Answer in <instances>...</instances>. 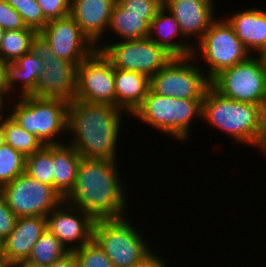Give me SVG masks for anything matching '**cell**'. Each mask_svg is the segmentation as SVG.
<instances>
[{
  "label": "cell",
  "mask_w": 266,
  "mask_h": 267,
  "mask_svg": "<svg viewBox=\"0 0 266 267\" xmlns=\"http://www.w3.org/2000/svg\"><path fill=\"white\" fill-rule=\"evenodd\" d=\"M121 179L117 161L82 158L75 186L64 200L95 221L124 218L130 205Z\"/></svg>",
  "instance_id": "obj_1"
},
{
  "label": "cell",
  "mask_w": 266,
  "mask_h": 267,
  "mask_svg": "<svg viewBox=\"0 0 266 267\" xmlns=\"http://www.w3.org/2000/svg\"><path fill=\"white\" fill-rule=\"evenodd\" d=\"M123 114V115H122ZM125 110L108 104L74 99L68 103L67 135L82 158L117 161V145Z\"/></svg>",
  "instance_id": "obj_2"
},
{
  "label": "cell",
  "mask_w": 266,
  "mask_h": 267,
  "mask_svg": "<svg viewBox=\"0 0 266 267\" xmlns=\"http://www.w3.org/2000/svg\"><path fill=\"white\" fill-rule=\"evenodd\" d=\"M261 107L226 98L210 86L202 101L201 120L226 133L234 142L256 148Z\"/></svg>",
  "instance_id": "obj_3"
},
{
  "label": "cell",
  "mask_w": 266,
  "mask_h": 267,
  "mask_svg": "<svg viewBox=\"0 0 266 267\" xmlns=\"http://www.w3.org/2000/svg\"><path fill=\"white\" fill-rule=\"evenodd\" d=\"M203 99L161 96L149 89L143 103L131 115L167 137L186 143L193 119H201Z\"/></svg>",
  "instance_id": "obj_4"
},
{
  "label": "cell",
  "mask_w": 266,
  "mask_h": 267,
  "mask_svg": "<svg viewBox=\"0 0 266 267\" xmlns=\"http://www.w3.org/2000/svg\"><path fill=\"white\" fill-rule=\"evenodd\" d=\"M7 112L23 129L38 137L44 145L64 143L67 134L68 102L63 99L17 96ZM15 103V104H14ZM11 108V109H10ZM62 135V140L60 139Z\"/></svg>",
  "instance_id": "obj_5"
},
{
  "label": "cell",
  "mask_w": 266,
  "mask_h": 267,
  "mask_svg": "<svg viewBox=\"0 0 266 267\" xmlns=\"http://www.w3.org/2000/svg\"><path fill=\"white\" fill-rule=\"evenodd\" d=\"M128 217L96 220L93 239L103 249L114 267H137L154 254L145 236Z\"/></svg>",
  "instance_id": "obj_6"
},
{
  "label": "cell",
  "mask_w": 266,
  "mask_h": 267,
  "mask_svg": "<svg viewBox=\"0 0 266 267\" xmlns=\"http://www.w3.org/2000/svg\"><path fill=\"white\" fill-rule=\"evenodd\" d=\"M216 19L201 40L194 46L192 57L202 60L203 70L211 81L223 70L245 61L251 54L237 37L233 27L223 17ZM200 59H199V58Z\"/></svg>",
  "instance_id": "obj_7"
},
{
  "label": "cell",
  "mask_w": 266,
  "mask_h": 267,
  "mask_svg": "<svg viewBox=\"0 0 266 267\" xmlns=\"http://www.w3.org/2000/svg\"><path fill=\"white\" fill-rule=\"evenodd\" d=\"M210 85L226 98L263 106L266 102V63L263 56L251 55L223 70L210 81Z\"/></svg>",
  "instance_id": "obj_8"
},
{
  "label": "cell",
  "mask_w": 266,
  "mask_h": 267,
  "mask_svg": "<svg viewBox=\"0 0 266 267\" xmlns=\"http://www.w3.org/2000/svg\"><path fill=\"white\" fill-rule=\"evenodd\" d=\"M30 53L41 59L44 67L30 95L72 102L76 92V66L58 58L40 32L32 39Z\"/></svg>",
  "instance_id": "obj_9"
},
{
  "label": "cell",
  "mask_w": 266,
  "mask_h": 267,
  "mask_svg": "<svg viewBox=\"0 0 266 267\" xmlns=\"http://www.w3.org/2000/svg\"><path fill=\"white\" fill-rule=\"evenodd\" d=\"M195 62L198 61L192 55L174 57L150 78V89L161 96L203 99L210 80Z\"/></svg>",
  "instance_id": "obj_10"
},
{
  "label": "cell",
  "mask_w": 266,
  "mask_h": 267,
  "mask_svg": "<svg viewBox=\"0 0 266 267\" xmlns=\"http://www.w3.org/2000/svg\"><path fill=\"white\" fill-rule=\"evenodd\" d=\"M99 43L96 49L113 68L134 71L151 78L174 57L149 38Z\"/></svg>",
  "instance_id": "obj_11"
},
{
  "label": "cell",
  "mask_w": 266,
  "mask_h": 267,
  "mask_svg": "<svg viewBox=\"0 0 266 267\" xmlns=\"http://www.w3.org/2000/svg\"><path fill=\"white\" fill-rule=\"evenodd\" d=\"M0 193L5 197L11 211L19 217H46L64 199L45 183L31 178L27 173L17 176L12 182L3 185Z\"/></svg>",
  "instance_id": "obj_12"
},
{
  "label": "cell",
  "mask_w": 266,
  "mask_h": 267,
  "mask_svg": "<svg viewBox=\"0 0 266 267\" xmlns=\"http://www.w3.org/2000/svg\"><path fill=\"white\" fill-rule=\"evenodd\" d=\"M75 99L116 107L114 68L101 51L96 50L76 67Z\"/></svg>",
  "instance_id": "obj_13"
},
{
  "label": "cell",
  "mask_w": 266,
  "mask_h": 267,
  "mask_svg": "<svg viewBox=\"0 0 266 267\" xmlns=\"http://www.w3.org/2000/svg\"><path fill=\"white\" fill-rule=\"evenodd\" d=\"M40 33L58 58L76 67L97 50L70 15L50 20Z\"/></svg>",
  "instance_id": "obj_14"
},
{
  "label": "cell",
  "mask_w": 266,
  "mask_h": 267,
  "mask_svg": "<svg viewBox=\"0 0 266 267\" xmlns=\"http://www.w3.org/2000/svg\"><path fill=\"white\" fill-rule=\"evenodd\" d=\"M47 229L68 251H75L93 239L95 220L63 200L47 216Z\"/></svg>",
  "instance_id": "obj_15"
},
{
  "label": "cell",
  "mask_w": 266,
  "mask_h": 267,
  "mask_svg": "<svg viewBox=\"0 0 266 267\" xmlns=\"http://www.w3.org/2000/svg\"><path fill=\"white\" fill-rule=\"evenodd\" d=\"M163 5L173 14L186 40L198 42L217 19L216 9L199 0H163Z\"/></svg>",
  "instance_id": "obj_16"
},
{
  "label": "cell",
  "mask_w": 266,
  "mask_h": 267,
  "mask_svg": "<svg viewBox=\"0 0 266 267\" xmlns=\"http://www.w3.org/2000/svg\"><path fill=\"white\" fill-rule=\"evenodd\" d=\"M116 2L117 0H71L70 16L95 46L105 38Z\"/></svg>",
  "instance_id": "obj_17"
},
{
  "label": "cell",
  "mask_w": 266,
  "mask_h": 267,
  "mask_svg": "<svg viewBox=\"0 0 266 267\" xmlns=\"http://www.w3.org/2000/svg\"><path fill=\"white\" fill-rule=\"evenodd\" d=\"M46 230V217L17 218L13 231L4 241L3 257L12 267L20 261L27 260L34 244Z\"/></svg>",
  "instance_id": "obj_18"
},
{
  "label": "cell",
  "mask_w": 266,
  "mask_h": 267,
  "mask_svg": "<svg viewBox=\"0 0 266 267\" xmlns=\"http://www.w3.org/2000/svg\"><path fill=\"white\" fill-rule=\"evenodd\" d=\"M237 37L251 55L266 52V10L253 7L233 12L225 17ZM254 52V53H253Z\"/></svg>",
  "instance_id": "obj_19"
},
{
  "label": "cell",
  "mask_w": 266,
  "mask_h": 267,
  "mask_svg": "<svg viewBox=\"0 0 266 267\" xmlns=\"http://www.w3.org/2000/svg\"><path fill=\"white\" fill-rule=\"evenodd\" d=\"M148 38L173 57H187L192 55L194 50V42L189 43L184 38L175 17L164 5L151 21Z\"/></svg>",
  "instance_id": "obj_20"
},
{
  "label": "cell",
  "mask_w": 266,
  "mask_h": 267,
  "mask_svg": "<svg viewBox=\"0 0 266 267\" xmlns=\"http://www.w3.org/2000/svg\"><path fill=\"white\" fill-rule=\"evenodd\" d=\"M44 67L42 60L32 55L30 52L18 58L15 62L6 63L5 76L7 99H15L18 96L30 95L36 88L39 75L43 72ZM20 82V83H19ZM19 83V85H18ZM18 85V86H17ZM21 85V86H20ZM20 86V93L17 87ZM17 90L18 93H16ZM22 91V92H21ZM12 94V98H11ZM10 98H9V97Z\"/></svg>",
  "instance_id": "obj_21"
},
{
  "label": "cell",
  "mask_w": 266,
  "mask_h": 267,
  "mask_svg": "<svg viewBox=\"0 0 266 267\" xmlns=\"http://www.w3.org/2000/svg\"><path fill=\"white\" fill-rule=\"evenodd\" d=\"M116 107L130 116L143 103L150 89V78L144 74L114 68Z\"/></svg>",
  "instance_id": "obj_22"
},
{
  "label": "cell",
  "mask_w": 266,
  "mask_h": 267,
  "mask_svg": "<svg viewBox=\"0 0 266 267\" xmlns=\"http://www.w3.org/2000/svg\"><path fill=\"white\" fill-rule=\"evenodd\" d=\"M81 155L67 143L53 144V187L65 199L73 190Z\"/></svg>",
  "instance_id": "obj_23"
},
{
  "label": "cell",
  "mask_w": 266,
  "mask_h": 267,
  "mask_svg": "<svg viewBox=\"0 0 266 267\" xmlns=\"http://www.w3.org/2000/svg\"><path fill=\"white\" fill-rule=\"evenodd\" d=\"M124 40H140L149 37L150 24L144 15L128 14L117 2L112 10L107 31Z\"/></svg>",
  "instance_id": "obj_24"
},
{
  "label": "cell",
  "mask_w": 266,
  "mask_h": 267,
  "mask_svg": "<svg viewBox=\"0 0 266 267\" xmlns=\"http://www.w3.org/2000/svg\"><path fill=\"white\" fill-rule=\"evenodd\" d=\"M36 33L37 31L29 27L6 30L0 45V59L5 63H12L29 53L32 39Z\"/></svg>",
  "instance_id": "obj_25"
},
{
  "label": "cell",
  "mask_w": 266,
  "mask_h": 267,
  "mask_svg": "<svg viewBox=\"0 0 266 267\" xmlns=\"http://www.w3.org/2000/svg\"><path fill=\"white\" fill-rule=\"evenodd\" d=\"M4 134L6 144L25 157L44 146L38 137L23 129L8 113L4 116Z\"/></svg>",
  "instance_id": "obj_26"
},
{
  "label": "cell",
  "mask_w": 266,
  "mask_h": 267,
  "mask_svg": "<svg viewBox=\"0 0 266 267\" xmlns=\"http://www.w3.org/2000/svg\"><path fill=\"white\" fill-rule=\"evenodd\" d=\"M68 252L59 239L47 229L34 244L27 261L49 267Z\"/></svg>",
  "instance_id": "obj_27"
},
{
  "label": "cell",
  "mask_w": 266,
  "mask_h": 267,
  "mask_svg": "<svg viewBox=\"0 0 266 267\" xmlns=\"http://www.w3.org/2000/svg\"><path fill=\"white\" fill-rule=\"evenodd\" d=\"M25 173L41 183L53 186V144L26 156Z\"/></svg>",
  "instance_id": "obj_28"
},
{
  "label": "cell",
  "mask_w": 266,
  "mask_h": 267,
  "mask_svg": "<svg viewBox=\"0 0 266 267\" xmlns=\"http://www.w3.org/2000/svg\"><path fill=\"white\" fill-rule=\"evenodd\" d=\"M26 157L5 144L0 147V188L25 173Z\"/></svg>",
  "instance_id": "obj_29"
},
{
  "label": "cell",
  "mask_w": 266,
  "mask_h": 267,
  "mask_svg": "<svg viewBox=\"0 0 266 267\" xmlns=\"http://www.w3.org/2000/svg\"><path fill=\"white\" fill-rule=\"evenodd\" d=\"M22 17L26 27L40 32L49 22L37 0H6Z\"/></svg>",
  "instance_id": "obj_30"
},
{
  "label": "cell",
  "mask_w": 266,
  "mask_h": 267,
  "mask_svg": "<svg viewBox=\"0 0 266 267\" xmlns=\"http://www.w3.org/2000/svg\"><path fill=\"white\" fill-rule=\"evenodd\" d=\"M73 252L79 267H114L113 262L94 239Z\"/></svg>",
  "instance_id": "obj_31"
},
{
  "label": "cell",
  "mask_w": 266,
  "mask_h": 267,
  "mask_svg": "<svg viewBox=\"0 0 266 267\" xmlns=\"http://www.w3.org/2000/svg\"><path fill=\"white\" fill-rule=\"evenodd\" d=\"M117 3L128 14L144 15L149 24L163 6V0H117Z\"/></svg>",
  "instance_id": "obj_32"
},
{
  "label": "cell",
  "mask_w": 266,
  "mask_h": 267,
  "mask_svg": "<svg viewBox=\"0 0 266 267\" xmlns=\"http://www.w3.org/2000/svg\"><path fill=\"white\" fill-rule=\"evenodd\" d=\"M0 27L5 31L27 28L21 15L6 0H0Z\"/></svg>",
  "instance_id": "obj_33"
},
{
  "label": "cell",
  "mask_w": 266,
  "mask_h": 267,
  "mask_svg": "<svg viewBox=\"0 0 266 267\" xmlns=\"http://www.w3.org/2000/svg\"><path fill=\"white\" fill-rule=\"evenodd\" d=\"M37 3L49 21L70 15L71 0H37Z\"/></svg>",
  "instance_id": "obj_34"
},
{
  "label": "cell",
  "mask_w": 266,
  "mask_h": 267,
  "mask_svg": "<svg viewBox=\"0 0 266 267\" xmlns=\"http://www.w3.org/2000/svg\"><path fill=\"white\" fill-rule=\"evenodd\" d=\"M17 218L9 208L5 197L0 193V238L2 241H5L13 231Z\"/></svg>",
  "instance_id": "obj_35"
},
{
  "label": "cell",
  "mask_w": 266,
  "mask_h": 267,
  "mask_svg": "<svg viewBox=\"0 0 266 267\" xmlns=\"http://www.w3.org/2000/svg\"><path fill=\"white\" fill-rule=\"evenodd\" d=\"M266 154V102L261 107L260 132L256 142V150Z\"/></svg>",
  "instance_id": "obj_36"
},
{
  "label": "cell",
  "mask_w": 266,
  "mask_h": 267,
  "mask_svg": "<svg viewBox=\"0 0 266 267\" xmlns=\"http://www.w3.org/2000/svg\"><path fill=\"white\" fill-rule=\"evenodd\" d=\"M49 267H79V265L75 253L73 251H69Z\"/></svg>",
  "instance_id": "obj_37"
},
{
  "label": "cell",
  "mask_w": 266,
  "mask_h": 267,
  "mask_svg": "<svg viewBox=\"0 0 266 267\" xmlns=\"http://www.w3.org/2000/svg\"><path fill=\"white\" fill-rule=\"evenodd\" d=\"M160 257L157 253L151 255L144 263L137 267H168L167 261Z\"/></svg>",
  "instance_id": "obj_38"
},
{
  "label": "cell",
  "mask_w": 266,
  "mask_h": 267,
  "mask_svg": "<svg viewBox=\"0 0 266 267\" xmlns=\"http://www.w3.org/2000/svg\"><path fill=\"white\" fill-rule=\"evenodd\" d=\"M5 65L6 63L0 59V93L7 98Z\"/></svg>",
  "instance_id": "obj_39"
},
{
  "label": "cell",
  "mask_w": 266,
  "mask_h": 267,
  "mask_svg": "<svg viewBox=\"0 0 266 267\" xmlns=\"http://www.w3.org/2000/svg\"><path fill=\"white\" fill-rule=\"evenodd\" d=\"M7 100V101H6ZM13 102L14 100H9L3 95L0 93V120L6 115V111L7 110V102ZM6 103V104H5ZM6 105V106H5ZM6 109V110H5ZM5 113V114H4Z\"/></svg>",
  "instance_id": "obj_40"
},
{
  "label": "cell",
  "mask_w": 266,
  "mask_h": 267,
  "mask_svg": "<svg viewBox=\"0 0 266 267\" xmlns=\"http://www.w3.org/2000/svg\"><path fill=\"white\" fill-rule=\"evenodd\" d=\"M6 144L4 134V117L0 120V147Z\"/></svg>",
  "instance_id": "obj_41"
},
{
  "label": "cell",
  "mask_w": 266,
  "mask_h": 267,
  "mask_svg": "<svg viewBox=\"0 0 266 267\" xmlns=\"http://www.w3.org/2000/svg\"><path fill=\"white\" fill-rule=\"evenodd\" d=\"M13 267H44V266H39V265L33 264L25 260V261H20L16 263Z\"/></svg>",
  "instance_id": "obj_42"
},
{
  "label": "cell",
  "mask_w": 266,
  "mask_h": 267,
  "mask_svg": "<svg viewBox=\"0 0 266 267\" xmlns=\"http://www.w3.org/2000/svg\"><path fill=\"white\" fill-rule=\"evenodd\" d=\"M0 267H12L7 260L3 257L0 256Z\"/></svg>",
  "instance_id": "obj_43"
},
{
  "label": "cell",
  "mask_w": 266,
  "mask_h": 267,
  "mask_svg": "<svg viewBox=\"0 0 266 267\" xmlns=\"http://www.w3.org/2000/svg\"><path fill=\"white\" fill-rule=\"evenodd\" d=\"M199 1H201V2H203V3H206V4H208L209 6H211V7H213L214 9H216L215 7H216V5H215V1L214 0H199Z\"/></svg>",
  "instance_id": "obj_44"
},
{
  "label": "cell",
  "mask_w": 266,
  "mask_h": 267,
  "mask_svg": "<svg viewBox=\"0 0 266 267\" xmlns=\"http://www.w3.org/2000/svg\"><path fill=\"white\" fill-rule=\"evenodd\" d=\"M3 246H4V241H2L0 238V256H3Z\"/></svg>",
  "instance_id": "obj_45"
},
{
  "label": "cell",
  "mask_w": 266,
  "mask_h": 267,
  "mask_svg": "<svg viewBox=\"0 0 266 267\" xmlns=\"http://www.w3.org/2000/svg\"><path fill=\"white\" fill-rule=\"evenodd\" d=\"M4 33H5V30L0 27V45H1L2 37L4 36Z\"/></svg>",
  "instance_id": "obj_46"
},
{
  "label": "cell",
  "mask_w": 266,
  "mask_h": 267,
  "mask_svg": "<svg viewBox=\"0 0 266 267\" xmlns=\"http://www.w3.org/2000/svg\"><path fill=\"white\" fill-rule=\"evenodd\" d=\"M262 56H263L264 61H265V63H266V52H265Z\"/></svg>",
  "instance_id": "obj_47"
}]
</instances>
